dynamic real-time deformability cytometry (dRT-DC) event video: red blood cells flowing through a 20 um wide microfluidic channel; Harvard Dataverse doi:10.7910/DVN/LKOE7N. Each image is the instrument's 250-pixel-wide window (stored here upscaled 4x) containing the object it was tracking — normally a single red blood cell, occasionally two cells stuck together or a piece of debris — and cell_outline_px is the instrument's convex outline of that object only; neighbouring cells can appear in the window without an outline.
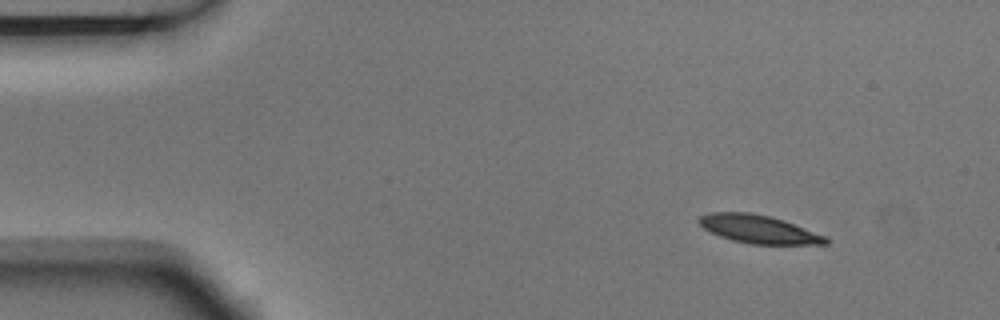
{"species": "Egyptian fruit bat (a non-hibernating species)", "species_latin": "Rousettus aegyptiacus", "temperature_condition": "room temperature", "stored_images_in_passage": 9, "camera_frame_rate_fps": 3000, "um_per_image_px": 0.085, "animal": {"sex": "male"}, "frame": {"image": 1, "passage_image": 1, "time_ms": 0.0, "image_size_px": [1000, 320], "cell_outline_px": [[832, 240], [828, 244], [752, 244], [732, 240], [720, 236], [704, 228], [696, 220], [700, 216], [708, 212], [752, 212], [772, 216], [784, 220], [828, 236]], "centroid_in_image_um": [64.54, 19.47], "position_along_channel_um": 20.5, "area_um2": 21.1}}
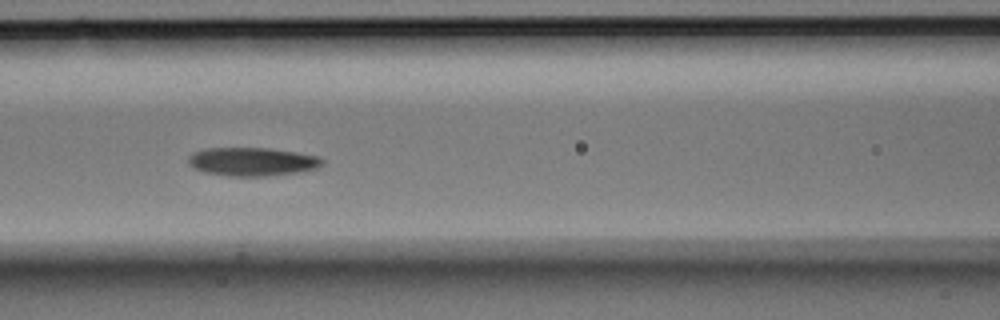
{"frame": {"image": 2, "passage_image": 6, "time_ms": 1.667, "image_size_px": [1000, 320], "cell_outline_px": [[324, 164], [316, 168], [296, 172], [264, 176], [228, 176], [204, 172], [188, 164], [188, 156], [192, 152], [204, 148], [268, 148], [296, 152], [320, 156], [324, 160]], "centroid_in_image_um": [21.42, 13.73], "position_along_channel_um": 145.2, "area_um2": 22.25}}
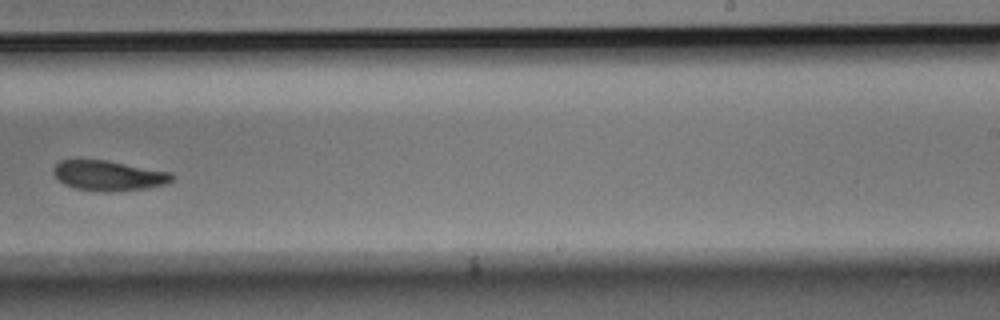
{"frame": {"image": 3, "passage_image": 9, "time_ms": 2.667, "image_size_px": [1000, 320], "cell_outline_px": [[176, 176], [168, 184], [148, 188], [108, 192], [104, 192], [76, 188], [64, 184], [52, 172], [52, 168], [60, 160], [104, 160], [172, 172]], "centroid_in_image_um": [9.27, 14.93], "position_along_channel_um": 279.7, "area_um2": 20.81}}